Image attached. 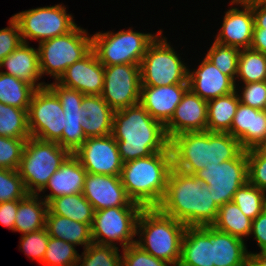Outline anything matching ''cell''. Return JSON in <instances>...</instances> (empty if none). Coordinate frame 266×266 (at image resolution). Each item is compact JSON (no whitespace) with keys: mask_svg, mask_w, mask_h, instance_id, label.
Segmentation results:
<instances>
[{"mask_svg":"<svg viewBox=\"0 0 266 266\" xmlns=\"http://www.w3.org/2000/svg\"><path fill=\"white\" fill-rule=\"evenodd\" d=\"M157 208L186 227L211 226L219 206L204 181L172 168L165 195Z\"/></svg>","mask_w":266,"mask_h":266,"instance_id":"cell-1","label":"cell"},{"mask_svg":"<svg viewBox=\"0 0 266 266\" xmlns=\"http://www.w3.org/2000/svg\"><path fill=\"white\" fill-rule=\"evenodd\" d=\"M9 25V27L0 29V64L23 43L18 23L12 17Z\"/></svg>","mask_w":266,"mask_h":266,"instance_id":"cell-47","label":"cell"},{"mask_svg":"<svg viewBox=\"0 0 266 266\" xmlns=\"http://www.w3.org/2000/svg\"><path fill=\"white\" fill-rule=\"evenodd\" d=\"M250 48L266 54V31L253 29V38Z\"/></svg>","mask_w":266,"mask_h":266,"instance_id":"cell-51","label":"cell"},{"mask_svg":"<svg viewBox=\"0 0 266 266\" xmlns=\"http://www.w3.org/2000/svg\"><path fill=\"white\" fill-rule=\"evenodd\" d=\"M188 89L189 84L141 86L139 103L153 119L165 126Z\"/></svg>","mask_w":266,"mask_h":266,"instance_id":"cell-21","label":"cell"},{"mask_svg":"<svg viewBox=\"0 0 266 266\" xmlns=\"http://www.w3.org/2000/svg\"><path fill=\"white\" fill-rule=\"evenodd\" d=\"M82 194L94 211L111 207H143L127 196L120 176L87 173Z\"/></svg>","mask_w":266,"mask_h":266,"instance_id":"cell-16","label":"cell"},{"mask_svg":"<svg viewBox=\"0 0 266 266\" xmlns=\"http://www.w3.org/2000/svg\"><path fill=\"white\" fill-rule=\"evenodd\" d=\"M0 136L16 139L30 138L28 109H20L0 102Z\"/></svg>","mask_w":266,"mask_h":266,"instance_id":"cell-35","label":"cell"},{"mask_svg":"<svg viewBox=\"0 0 266 266\" xmlns=\"http://www.w3.org/2000/svg\"><path fill=\"white\" fill-rule=\"evenodd\" d=\"M118 249L119 247L92 242L79 255L77 266H121L122 254H119Z\"/></svg>","mask_w":266,"mask_h":266,"instance_id":"cell-38","label":"cell"},{"mask_svg":"<svg viewBox=\"0 0 266 266\" xmlns=\"http://www.w3.org/2000/svg\"><path fill=\"white\" fill-rule=\"evenodd\" d=\"M248 182L266 192V155L257 147L246 150Z\"/></svg>","mask_w":266,"mask_h":266,"instance_id":"cell-44","label":"cell"},{"mask_svg":"<svg viewBox=\"0 0 266 266\" xmlns=\"http://www.w3.org/2000/svg\"><path fill=\"white\" fill-rule=\"evenodd\" d=\"M157 34L128 30L98 32L92 36V49L103 66L117 64L140 65L148 45Z\"/></svg>","mask_w":266,"mask_h":266,"instance_id":"cell-9","label":"cell"},{"mask_svg":"<svg viewBox=\"0 0 266 266\" xmlns=\"http://www.w3.org/2000/svg\"><path fill=\"white\" fill-rule=\"evenodd\" d=\"M20 238L19 248L23 249L24 254L28 256L29 259L37 260L42 263L49 241V234L46 228L22 234Z\"/></svg>","mask_w":266,"mask_h":266,"instance_id":"cell-43","label":"cell"},{"mask_svg":"<svg viewBox=\"0 0 266 266\" xmlns=\"http://www.w3.org/2000/svg\"><path fill=\"white\" fill-rule=\"evenodd\" d=\"M178 266H214L212 226L186 227Z\"/></svg>","mask_w":266,"mask_h":266,"instance_id":"cell-24","label":"cell"},{"mask_svg":"<svg viewBox=\"0 0 266 266\" xmlns=\"http://www.w3.org/2000/svg\"><path fill=\"white\" fill-rule=\"evenodd\" d=\"M1 67L7 70L4 72L1 69V72L24 80L36 89L43 88L48 84L45 82H37L43 77L39 66L38 48L30 47L29 43H22L3 59L0 64Z\"/></svg>","mask_w":266,"mask_h":266,"instance_id":"cell-26","label":"cell"},{"mask_svg":"<svg viewBox=\"0 0 266 266\" xmlns=\"http://www.w3.org/2000/svg\"><path fill=\"white\" fill-rule=\"evenodd\" d=\"M249 266H266V255L250 256Z\"/></svg>","mask_w":266,"mask_h":266,"instance_id":"cell-52","label":"cell"},{"mask_svg":"<svg viewBox=\"0 0 266 266\" xmlns=\"http://www.w3.org/2000/svg\"><path fill=\"white\" fill-rule=\"evenodd\" d=\"M48 210L52 214L68 217L90 226H92L95 212L82 193L56 197L48 203Z\"/></svg>","mask_w":266,"mask_h":266,"instance_id":"cell-32","label":"cell"},{"mask_svg":"<svg viewBox=\"0 0 266 266\" xmlns=\"http://www.w3.org/2000/svg\"><path fill=\"white\" fill-rule=\"evenodd\" d=\"M162 37V31L148 45L140 64L141 86L188 84V66Z\"/></svg>","mask_w":266,"mask_h":266,"instance_id":"cell-8","label":"cell"},{"mask_svg":"<svg viewBox=\"0 0 266 266\" xmlns=\"http://www.w3.org/2000/svg\"><path fill=\"white\" fill-rule=\"evenodd\" d=\"M122 250L121 266H171L145 252L136 244L129 245Z\"/></svg>","mask_w":266,"mask_h":266,"instance_id":"cell-45","label":"cell"},{"mask_svg":"<svg viewBox=\"0 0 266 266\" xmlns=\"http://www.w3.org/2000/svg\"><path fill=\"white\" fill-rule=\"evenodd\" d=\"M207 128V101L188 89L165 125L169 140L185 132H204Z\"/></svg>","mask_w":266,"mask_h":266,"instance_id":"cell-20","label":"cell"},{"mask_svg":"<svg viewBox=\"0 0 266 266\" xmlns=\"http://www.w3.org/2000/svg\"><path fill=\"white\" fill-rule=\"evenodd\" d=\"M80 26L69 33L39 43V66L41 75H51L58 81L66 69L81 60L92 50V35Z\"/></svg>","mask_w":266,"mask_h":266,"instance_id":"cell-7","label":"cell"},{"mask_svg":"<svg viewBox=\"0 0 266 266\" xmlns=\"http://www.w3.org/2000/svg\"><path fill=\"white\" fill-rule=\"evenodd\" d=\"M188 69L189 89L205 101L224 96L235 91V82L223 74L206 57L195 71Z\"/></svg>","mask_w":266,"mask_h":266,"instance_id":"cell-22","label":"cell"},{"mask_svg":"<svg viewBox=\"0 0 266 266\" xmlns=\"http://www.w3.org/2000/svg\"><path fill=\"white\" fill-rule=\"evenodd\" d=\"M193 175L204 181L220 207L231 202L236 191L248 182L247 152L243 150L235 159L205 166Z\"/></svg>","mask_w":266,"mask_h":266,"instance_id":"cell-13","label":"cell"},{"mask_svg":"<svg viewBox=\"0 0 266 266\" xmlns=\"http://www.w3.org/2000/svg\"><path fill=\"white\" fill-rule=\"evenodd\" d=\"M111 135L124 163L170 150L165 126L153 119L140 103L114 111Z\"/></svg>","mask_w":266,"mask_h":266,"instance_id":"cell-2","label":"cell"},{"mask_svg":"<svg viewBox=\"0 0 266 266\" xmlns=\"http://www.w3.org/2000/svg\"><path fill=\"white\" fill-rule=\"evenodd\" d=\"M244 241L212 226L214 266H249L250 254Z\"/></svg>","mask_w":266,"mask_h":266,"instance_id":"cell-28","label":"cell"},{"mask_svg":"<svg viewBox=\"0 0 266 266\" xmlns=\"http://www.w3.org/2000/svg\"><path fill=\"white\" fill-rule=\"evenodd\" d=\"M28 194L18 170L0 168V203L22 200Z\"/></svg>","mask_w":266,"mask_h":266,"instance_id":"cell-41","label":"cell"},{"mask_svg":"<svg viewBox=\"0 0 266 266\" xmlns=\"http://www.w3.org/2000/svg\"><path fill=\"white\" fill-rule=\"evenodd\" d=\"M244 150L259 147L266 140V110L239 103L229 131Z\"/></svg>","mask_w":266,"mask_h":266,"instance_id":"cell-23","label":"cell"},{"mask_svg":"<svg viewBox=\"0 0 266 266\" xmlns=\"http://www.w3.org/2000/svg\"><path fill=\"white\" fill-rule=\"evenodd\" d=\"M57 82L67 88L76 89L84 95H101L104 66L92 49L81 60L69 66Z\"/></svg>","mask_w":266,"mask_h":266,"instance_id":"cell-19","label":"cell"},{"mask_svg":"<svg viewBox=\"0 0 266 266\" xmlns=\"http://www.w3.org/2000/svg\"><path fill=\"white\" fill-rule=\"evenodd\" d=\"M47 86L57 95L65 116L62 138L57 143L73 154L87 139L81 126V103L84 94L62 86L57 81Z\"/></svg>","mask_w":266,"mask_h":266,"instance_id":"cell-17","label":"cell"},{"mask_svg":"<svg viewBox=\"0 0 266 266\" xmlns=\"http://www.w3.org/2000/svg\"><path fill=\"white\" fill-rule=\"evenodd\" d=\"M30 137L58 142L65 127V116L60 100L48 87L36 89L28 109Z\"/></svg>","mask_w":266,"mask_h":266,"instance_id":"cell-12","label":"cell"},{"mask_svg":"<svg viewBox=\"0 0 266 266\" xmlns=\"http://www.w3.org/2000/svg\"><path fill=\"white\" fill-rule=\"evenodd\" d=\"M172 168L171 150L124 163L120 178L127 196L144 208L157 207L165 195Z\"/></svg>","mask_w":266,"mask_h":266,"instance_id":"cell-4","label":"cell"},{"mask_svg":"<svg viewBox=\"0 0 266 266\" xmlns=\"http://www.w3.org/2000/svg\"><path fill=\"white\" fill-rule=\"evenodd\" d=\"M231 7L225 12L220 31L215 36V41L241 49L250 48L253 38L254 15L252 12V0H231Z\"/></svg>","mask_w":266,"mask_h":266,"instance_id":"cell-18","label":"cell"},{"mask_svg":"<svg viewBox=\"0 0 266 266\" xmlns=\"http://www.w3.org/2000/svg\"><path fill=\"white\" fill-rule=\"evenodd\" d=\"M71 153L57 142L27 139L18 172L29 194H39Z\"/></svg>","mask_w":266,"mask_h":266,"instance_id":"cell-6","label":"cell"},{"mask_svg":"<svg viewBox=\"0 0 266 266\" xmlns=\"http://www.w3.org/2000/svg\"><path fill=\"white\" fill-rule=\"evenodd\" d=\"M45 228L50 237L64 240L75 246L84 245V249L93 242L89 224L52 214L49 210L46 215Z\"/></svg>","mask_w":266,"mask_h":266,"instance_id":"cell-29","label":"cell"},{"mask_svg":"<svg viewBox=\"0 0 266 266\" xmlns=\"http://www.w3.org/2000/svg\"><path fill=\"white\" fill-rule=\"evenodd\" d=\"M143 208L111 207L95 211L91 226L92 241L115 247L119 242L122 249L135 244L137 222Z\"/></svg>","mask_w":266,"mask_h":266,"instance_id":"cell-10","label":"cell"},{"mask_svg":"<svg viewBox=\"0 0 266 266\" xmlns=\"http://www.w3.org/2000/svg\"><path fill=\"white\" fill-rule=\"evenodd\" d=\"M36 88L24 80L0 71V102L20 109H29Z\"/></svg>","mask_w":266,"mask_h":266,"instance_id":"cell-34","label":"cell"},{"mask_svg":"<svg viewBox=\"0 0 266 266\" xmlns=\"http://www.w3.org/2000/svg\"><path fill=\"white\" fill-rule=\"evenodd\" d=\"M81 126L87 138L111 135L114 110L101 95H84Z\"/></svg>","mask_w":266,"mask_h":266,"instance_id":"cell-27","label":"cell"},{"mask_svg":"<svg viewBox=\"0 0 266 266\" xmlns=\"http://www.w3.org/2000/svg\"><path fill=\"white\" fill-rule=\"evenodd\" d=\"M240 49L220 44L216 41L209 48L206 58L210 60L223 74L229 76L236 85Z\"/></svg>","mask_w":266,"mask_h":266,"instance_id":"cell-39","label":"cell"},{"mask_svg":"<svg viewBox=\"0 0 266 266\" xmlns=\"http://www.w3.org/2000/svg\"><path fill=\"white\" fill-rule=\"evenodd\" d=\"M258 148L266 155V140Z\"/></svg>","mask_w":266,"mask_h":266,"instance_id":"cell-53","label":"cell"},{"mask_svg":"<svg viewBox=\"0 0 266 266\" xmlns=\"http://www.w3.org/2000/svg\"><path fill=\"white\" fill-rule=\"evenodd\" d=\"M140 91V65L117 64L104 66L101 96L114 111L138 104Z\"/></svg>","mask_w":266,"mask_h":266,"instance_id":"cell-14","label":"cell"},{"mask_svg":"<svg viewBox=\"0 0 266 266\" xmlns=\"http://www.w3.org/2000/svg\"><path fill=\"white\" fill-rule=\"evenodd\" d=\"M86 174L80 161L71 154L39 193H43L45 189L51 190L43 197L47 203L59 196L82 193Z\"/></svg>","mask_w":266,"mask_h":266,"instance_id":"cell-25","label":"cell"},{"mask_svg":"<svg viewBox=\"0 0 266 266\" xmlns=\"http://www.w3.org/2000/svg\"><path fill=\"white\" fill-rule=\"evenodd\" d=\"M169 147L173 168L186 174L235 159L244 150L231 134L208 131L178 134Z\"/></svg>","mask_w":266,"mask_h":266,"instance_id":"cell-3","label":"cell"},{"mask_svg":"<svg viewBox=\"0 0 266 266\" xmlns=\"http://www.w3.org/2000/svg\"><path fill=\"white\" fill-rule=\"evenodd\" d=\"M232 201L254 220L266 208V192L247 182L236 191Z\"/></svg>","mask_w":266,"mask_h":266,"instance_id":"cell-37","label":"cell"},{"mask_svg":"<svg viewBox=\"0 0 266 266\" xmlns=\"http://www.w3.org/2000/svg\"><path fill=\"white\" fill-rule=\"evenodd\" d=\"M79 253L75 245L49 236L43 266H77Z\"/></svg>","mask_w":266,"mask_h":266,"instance_id":"cell-40","label":"cell"},{"mask_svg":"<svg viewBox=\"0 0 266 266\" xmlns=\"http://www.w3.org/2000/svg\"><path fill=\"white\" fill-rule=\"evenodd\" d=\"M18 200L0 203V224L14 231V223L17 215Z\"/></svg>","mask_w":266,"mask_h":266,"instance_id":"cell-49","label":"cell"},{"mask_svg":"<svg viewBox=\"0 0 266 266\" xmlns=\"http://www.w3.org/2000/svg\"><path fill=\"white\" fill-rule=\"evenodd\" d=\"M186 226L157 207L143 208L137 222L135 244L157 259L178 266ZM139 234V235H138Z\"/></svg>","mask_w":266,"mask_h":266,"instance_id":"cell-5","label":"cell"},{"mask_svg":"<svg viewBox=\"0 0 266 266\" xmlns=\"http://www.w3.org/2000/svg\"><path fill=\"white\" fill-rule=\"evenodd\" d=\"M237 90L230 94L207 101L208 132L229 133L233 118L239 106Z\"/></svg>","mask_w":266,"mask_h":266,"instance_id":"cell-31","label":"cell"},{"mask_svg":"<svg viewBox=\"0 0 266 266\" xmlns=\"http://www.w3.org/2000/svg\"><path fill=\"white\" fill-rule=\"evenodd\" d=\"M27 139L0 136V168L18 170Z\"/></svg>","mask_w":266,"mask_h":266,"instance_id":"cell-42","label":"cell"},{"mask_svg":"<svg viewBox=\"0 0 266 266\" xmlns=\"http://www.w3.org/2000/svg\"><path fill=\"white\" fill-rule=\"evenodd\" d=\"M236 79H240L244 84L265 81L266 54L252 48L241 49Z\"/></svg>","mask_w":266,"mask_h":266,"instance_id":"cell-36","label":"cell"},{"mask_svg":"<svg viewBox=\"0 0 266 266\" xmlns=\"http://www.w3.org/2000/svg\"><path fill=\"white\" fill-rule=\"evenodd\" d=\"M252 12L254 15V29L266 31V0H252Z\"/></svg>","mask_w":266,"mask_h":266,"instance_id":"cell-50","label":"cell"},{"mask_svg":"<svg viewBox=\"0 0 266 266\" xmlns=\"http://www.w3.org/2000/svg\"><path fill=\"white\" fill-rule=\"evenodd\" d=\"M39 195L28 194L24 199L18 200L14 232L26 234L45 228L48 203L42 198L43 195Z\"/></svg>","mask_w":266,"mask_h":266,"instance_id":"cell-30","label":"cell"},{"mask_svg":"<svg viewBox=\"0 0 266 266\" xmlns=\"http://www.w3.org/2000/svg\"><path fill=\"white\" fill-rule=\"evenodd\" d=\"M250 235L254 236L258 247L261 251L259 253L249 252L250 256L266 255V208L252 220V229Z\"/></svg>","mask_w":266,"mask_h":266,"instance_id":"cell-48","label":"cell"},{"mask_svg":"<svg viewBox=\"0 0 266 266\" xmlns=\"http://www.w3.org/2000/svg\"><path fill=\"white\" fill-rule=\"evenodd\" d=\"M211 226L243 239L251 233L252 219L244 215L240 208L231 201L219 207L217 218Z\"/></svg>","mask_w":266,"mask_h":266,"instance_id":"cell-33","label":"cell"},{"mask_svg":"<svg viewBox=\"0 0 266 266\" xmlns=\"http://www.w3.org/2000/svg\"><path fill=\"white\" fill-rule=\"evenodd\" d=\"M12 18L18 23L23 43L29 39L40 43L69 33L77 25L62 4L25 10Z\"/></svg>","mask_w":266,"mask_h":266,"instance_id":"cell-11","label":"cell"},{"mask_svg":"<svg viewBox=\"0 0 266 266\" xmlns=\"http://www.w3.org/2000/svg\"><path fill=\"white\" fill-rule=\"evenodd\" d=\"M241 93L237 91L239 101L258 110H266V81L243 84ZM239 92V94H238Z\"/></svg>","mask_w":266,"mask_h":266,"instance_id":"cell-46","label":"cell"},{"mask_svg":"<svg viewBox=\"0 0 266 266\" xmlns=\"http://www.w3.org/2000/svg\"><path fill=\"white\" fill-rule=\"evenodd\" d=\"M73 155L91 174L120 176L124 164L112 135L87 138Z\"/></svg>","mask_w":266,"mask_h":266,"instance_id":"cell-15","label":"cell"}]
</instances>
